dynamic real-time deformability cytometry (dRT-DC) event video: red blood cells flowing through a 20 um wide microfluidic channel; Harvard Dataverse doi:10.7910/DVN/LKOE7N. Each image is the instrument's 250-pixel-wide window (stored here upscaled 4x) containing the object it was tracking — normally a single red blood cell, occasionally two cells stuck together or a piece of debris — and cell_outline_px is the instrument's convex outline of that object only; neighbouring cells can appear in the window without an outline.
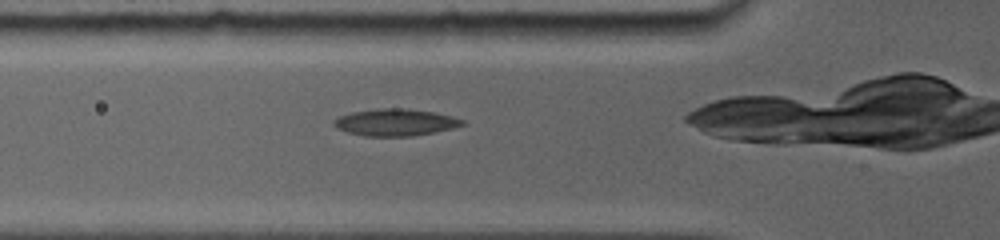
{"species": "common noctule bat (a hibernating species)", "species_latin": "Nyctalus noctula", "temperature_condition": "room temperature", "stored_images_in_passage": 27, "camera_frame_rate_fps": 5000, "um_per_image_px": 0.085, "animal": {"sex": "female", "body_mass_g": 19.0, "forearm_length_mm": 56.7}, "frame": {"image": 1, "passage_image": 2, "time_ms": 0.6, "image_size_px": [1000, 240], "cell_outline_px": [[464, 124], [452, 128], [412, 136], [364, 136], [348, 132], [336, 128], [332, 124], [332, 120], [340, 116], [352, 112], [376, 108], [404, 108], [432, 112], [452, 116], [464, 120]], "centroid_in_image_um": [33.55, 10.39], "position_along_channel_um": 92.2, "area_um2": 20.06}}
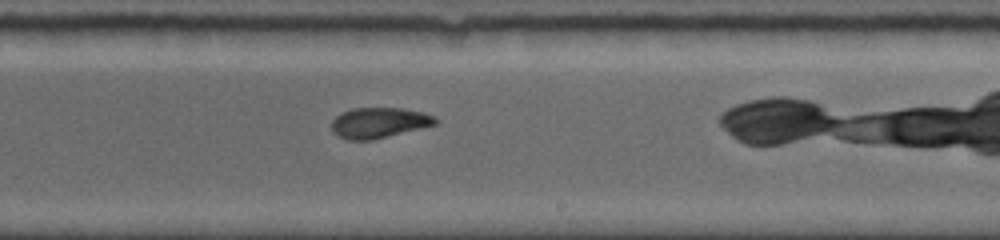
{"frame": {"image": 2, "passage_image": 11, "time_ms": 4.8, "image_size_px": [1000, 240], "cell_outline_px": [[440, 120], [436, 124], [372, 140], [348, 140], [332, 132], [332, 120], [340, 112], [352, 108], [404, 108], [424, 112], [436, 116]], "centroid_in_image_um": [32.23, 10.42], "position_along_channel_um": 256.8, "area_um2": 18.55}}
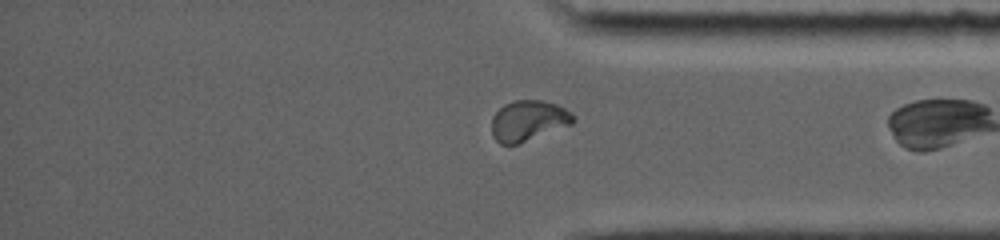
{"frame": {"image": 3, "passage_image": 26, "time_ms": 8.2, "image_size_px": [1000, 240], "cell_outline_px": [[576, 120], [572, 124], [516, 144], [500, 144], [492, 136], [492, 116], [504, 104], [512, 100], [544, 100], [556, 104], [564, 108], [576, 116]], "centroid_in_image_um": [44.91, 10.24], "position_along_channel_um": 390.3, "area_um2": 19.25}}